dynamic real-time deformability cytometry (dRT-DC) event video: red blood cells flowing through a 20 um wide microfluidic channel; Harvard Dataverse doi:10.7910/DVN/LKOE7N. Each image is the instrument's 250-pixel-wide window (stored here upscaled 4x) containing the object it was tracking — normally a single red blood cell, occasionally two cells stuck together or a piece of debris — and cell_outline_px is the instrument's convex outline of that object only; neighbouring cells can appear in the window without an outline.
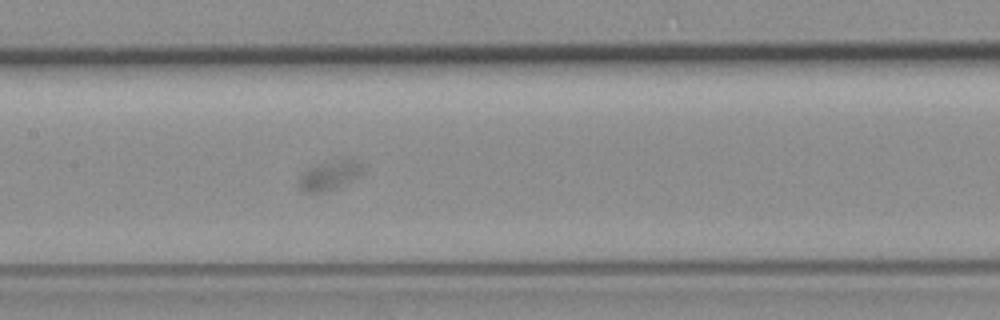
{"species": "common noctule bat (a hibernating species)", "species_latin": "Nyctalus noctula", "temperature_condition": "room temperature", "stored_images_in_passage": 9, "camera_frame_rate_fps": 3000, "um_per_image_px": 0.085, "animal": {"sex": "female", "body_mass_g": 19.3, "forearm_length_mm": 54.1}, "frame": {"image": 1, "passage_image": 9, "time_ms": 10.0, "image_size_px": [1000, 320], "cell_outline_px": [[364, 168], [352, 180], [336, 188], [324, 192], [304, 192], [300, 188], [300, 176], [308, 168], [316, 164], [340, 160], [360, 160]], "centroid_in_image_um": [28.01, 14.91], "position_along_channel_um": 179.4, "area_um2": 10.58}}